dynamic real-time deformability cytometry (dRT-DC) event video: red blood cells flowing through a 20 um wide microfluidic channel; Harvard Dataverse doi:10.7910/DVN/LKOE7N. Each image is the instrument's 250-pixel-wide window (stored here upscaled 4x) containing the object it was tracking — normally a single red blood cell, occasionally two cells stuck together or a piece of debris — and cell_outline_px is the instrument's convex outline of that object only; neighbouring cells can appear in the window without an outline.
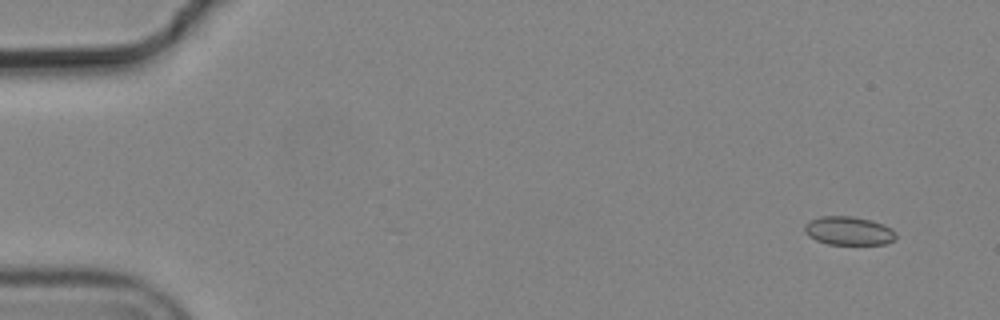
{"species": "common noctule bat (a hibernating species)", "species_latin": "Nyctalus noctula", "temperature_condition": "cold", "stored_images_in_passage": 7, "camera_frame_rate_fps": 3000, "um_per_image_px": 0.085, "animal": {"sex": "male", "body_mass_g": 19.2, "forearm_length_mm": 51.8}, "frame": {"image": 1, "passage_image": 2, "time_ms": 0.333, "image_size_px": [1000, 320], "cell_outline_px": [[896, 240], [884, 244], [828, 244], [816, 240], [808, 236], [804, 232], [804, 224], [808, 220], [820, 216], [852, 216], [872, 220], [884, 224], [892, 228], [896, 232]], "centroid_in_image_um": [72.13, 19.61], "position_along_channel_um": 12.9, "area_um2": 15.49}}
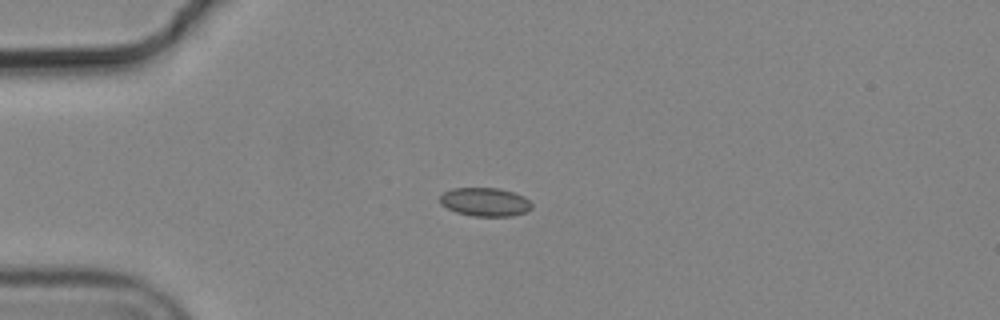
{"frame": {"image": 2, "passage_image": 5, "time_ms": 1.333, "image_size_px": [1000, 320], "cell_outline_px": [[532, 208], [528, 212], [512, 216], [472, 216], [456, 212], [440, 204], [440, 196], [444, 192], [452, 188], [500, 188], [524, 196], [532, 204]], "centroid_in_image_um": [41.24, 17.17], "position_along_channel_um": 43.8, "area_um2": 15.37}}
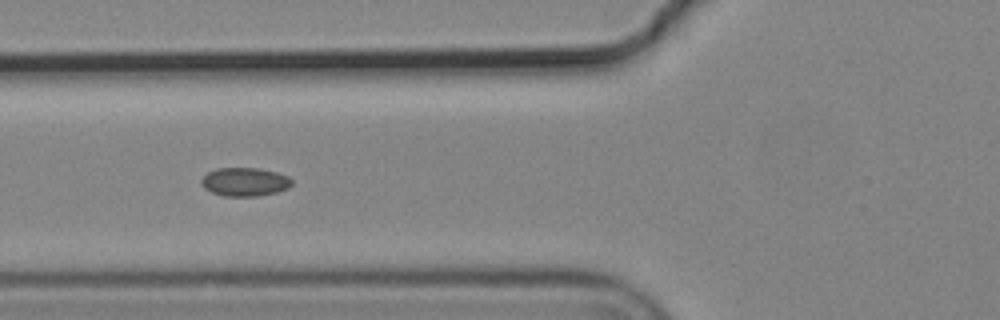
{"frame": {"image": 3, "passage_image": 7, "time_ms": 2.0, "image_size_px": [1000, 320], "cell_outline_px": [[292, 184], [288, 188], [276, 192], [260, 196], [224, 196], [212, 192], [204, 188], [200, 184], [200, 180], [208, 172], [216, 168], [260, 168], [276, 172], [288, 176], [292, 180]], "centroid_in_image_um": [20.8, 15.46], "position_along_channel_um": 105.0, "area_um2": 15.14}}